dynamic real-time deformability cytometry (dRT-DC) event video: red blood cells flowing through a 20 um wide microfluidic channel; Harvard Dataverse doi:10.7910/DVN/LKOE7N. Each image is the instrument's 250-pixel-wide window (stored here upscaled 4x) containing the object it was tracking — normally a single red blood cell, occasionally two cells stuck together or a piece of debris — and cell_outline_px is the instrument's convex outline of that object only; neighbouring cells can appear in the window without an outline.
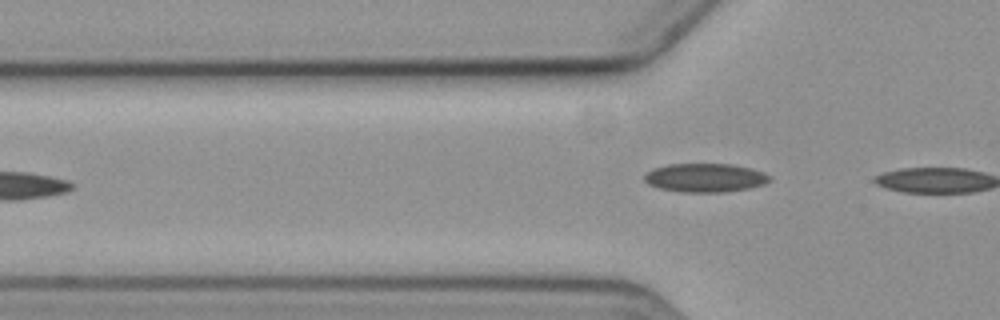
{"species": "common noctule bat (a hibernating species)", "species_latin": "Nyctalus noctula", "temperature_condition": "cold", "stored_images_in_passage": 6, "camera_frame_rate_fps": 3000, "um_per_image_px": 0.085, "animal": {"sex": "female", "body_mass_g": 19.3, "forearm_length_mm": 54.1}, "frame": {"image": 1, "passage_image": 6, "time_ms": 6.0, "image_size_px": [1000, 320], "cell_outline_px": [[772, 180], [764, 184], [748, 188], [724, 192], [684, 192], [660, 188], [648, 184], [644, 180], [644, 176], [652, 168], [668, 164], [732, 164], [752, 168], [764, 172], [772, 176]], "centroid_in_image_um": [59.97, 15.1], "position_along_channel_um": 65.8, "area_um2": 21.04}}